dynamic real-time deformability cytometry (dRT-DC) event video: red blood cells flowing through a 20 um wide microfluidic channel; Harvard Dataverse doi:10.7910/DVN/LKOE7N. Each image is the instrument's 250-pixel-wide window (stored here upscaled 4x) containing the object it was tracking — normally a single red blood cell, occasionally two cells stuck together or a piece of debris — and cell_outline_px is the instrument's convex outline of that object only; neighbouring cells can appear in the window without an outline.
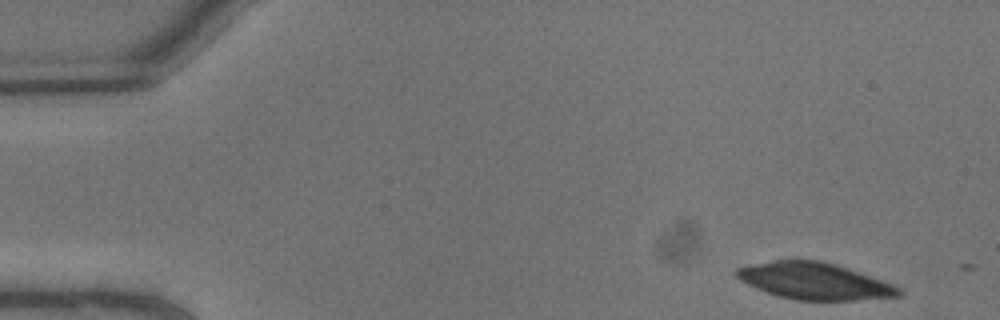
{"species": "common noctule bat (a hibernating species)", "species_latin": "Nyctalus noctula", "temperature_condition": "warm", "stored_images_in_passage": 2, "camera_frame_rate_fps": 3000, "um_per_image_px": 0.085, "animal": {"sex": "male", "body_mass_g": 13.3}, "frame": {"image": 1, "passage_image": 1, "time_ms": 0.0, "image_size_px": [1000, 320], "cell_outline_px": [[904, 292], [900, 296], [852, 300], [796, 300], [776, 296], [756, 288], [740, 280], [736, 276], [736, 268], [776, 260], [820, 260], [836, 264], [848, 268], [892, 284], [900, 288]], "centroid_in_image_um": [69.24, 23.9], "position_along_channel_um": 15.8, "area_um2": 34.39}}